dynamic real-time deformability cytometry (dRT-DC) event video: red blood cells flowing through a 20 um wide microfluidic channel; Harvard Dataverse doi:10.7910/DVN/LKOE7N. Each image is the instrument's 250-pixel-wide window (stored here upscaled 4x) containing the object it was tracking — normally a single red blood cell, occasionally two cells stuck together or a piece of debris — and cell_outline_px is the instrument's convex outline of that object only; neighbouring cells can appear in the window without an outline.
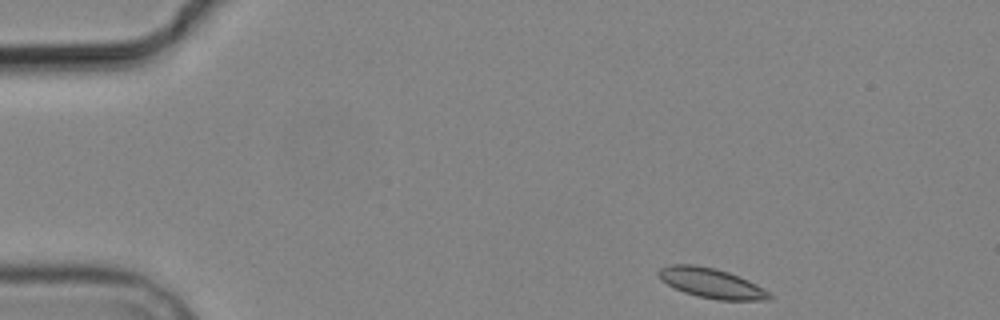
{"species": "common noctule bat (a hibernating species)", "species_latin": "Nyctalus noctula", "temperature_condition": "cold", "stored_images_in_passage": 4, "camera_frame_rate_fps": 3000, "um_per_image_px": 0.085, "animal": {"sex": "male", "body_mass_g": 19.2, "forearm_length_mm": 51.8}, "frame": {"image": 1, "passage_image": 1, "time_ms": 0.0, "image_size_px": [1000, 320], "cell_outline_px": [[772, 296], [768, 300], [716, 300], [696, 296], [684, 292], [660, 280], [656, 272], [660, 268], [672, 264], [692, 264], [712, 268], [728, 272], [748, 280], [764, 288]], "centroid_in_image_um": [60.44, 24.07], "position_along_channel_um": 24.6, "area_um2": 19.19}}
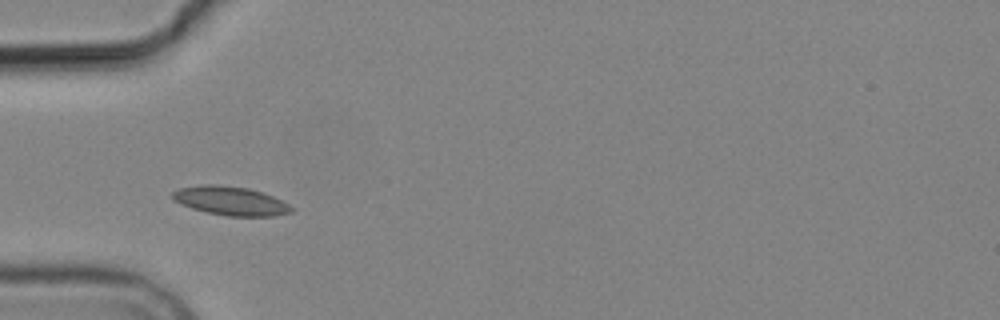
{"frame": {"image": 2, "passage_image": 4, "time_ms": 3.333, "image_size_px": [1000, 320], "cell_outline_px": [[292, 212], [272, 216], [228, 216], [208, 212], [192, 208], [180, 204], [172, 200], [172, 192], [180, 188], [204, 184], [216, 184], [248, 188], [264, 192], [288, 204], [292, 208]], "centroid_in_image_um": [19.57, 17.06], "position_along_channel_um": 65.4, "area_um2": 19.88}}